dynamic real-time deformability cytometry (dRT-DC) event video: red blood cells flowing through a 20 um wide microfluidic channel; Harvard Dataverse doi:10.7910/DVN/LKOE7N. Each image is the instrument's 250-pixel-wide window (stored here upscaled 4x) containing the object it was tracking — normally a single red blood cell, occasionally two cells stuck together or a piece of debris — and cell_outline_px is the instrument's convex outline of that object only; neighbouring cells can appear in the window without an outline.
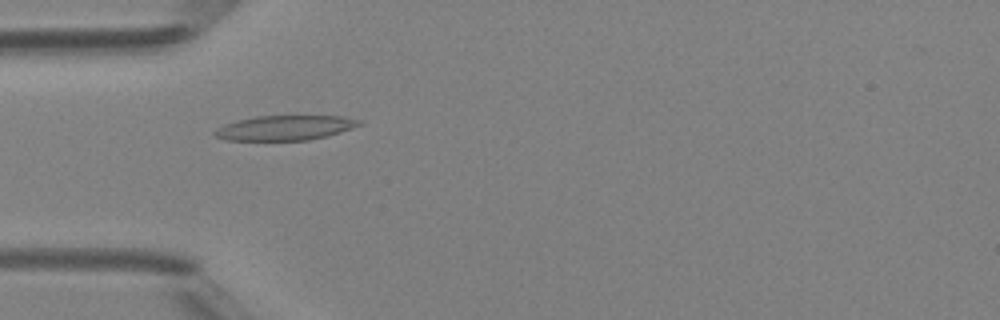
{"species": "Egyptian fruit bat (a non-hibernating species)", "species_latin": "Rousettus aegyptiacus", "temperature_condition": "room temperature", "stored_images_in_passage": 48, "camera_frame_rate_fps": 3000, "um_per_image_px": 0.085, "animal": {"sex": "female"}, "frame": {"image": 1, "passage_image": 15, "time_ms": 4.667, "image_size_px": [1000, 320], "cell_outline_px": [[364, 124], [340, 132], [308, 140], [228, 140], [216, 136], [212, 132], [216, 128], [224, 124], [236, 120], [256, 116], [344, 116], [360, 120]], "centroid_in_image_um": [24.22, 10.85], "position_along_channel_um": 60.8, "area_um2": 20.81}}
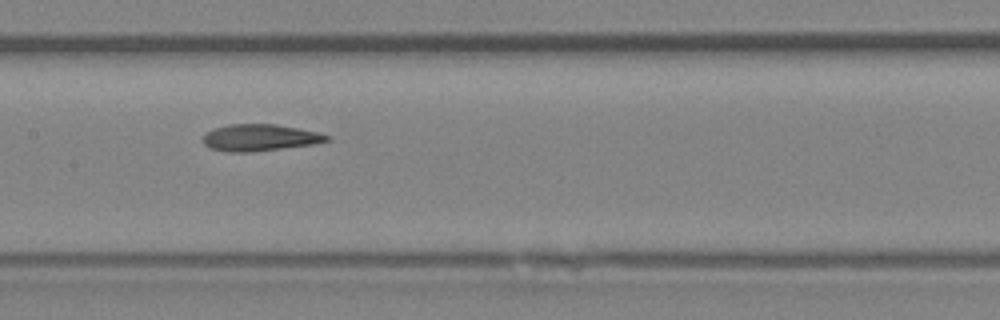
{"frame": {"image": 2, "passage_image": 24, "time_ms": 7.667, "image_size_px": [1000, 320], "cell_outline_px": [[332, 140], [316, 144], [248, 152], [228, 152], [208, 148], [204, 144], [204, 132], [212, 128], [228, 124], [276, 124], [316, 132], [332, 136]], "centroid_in_image_um": [22.07, 11.69], "position_along_channel_um": 185.3, "area_um2": 19.42}}
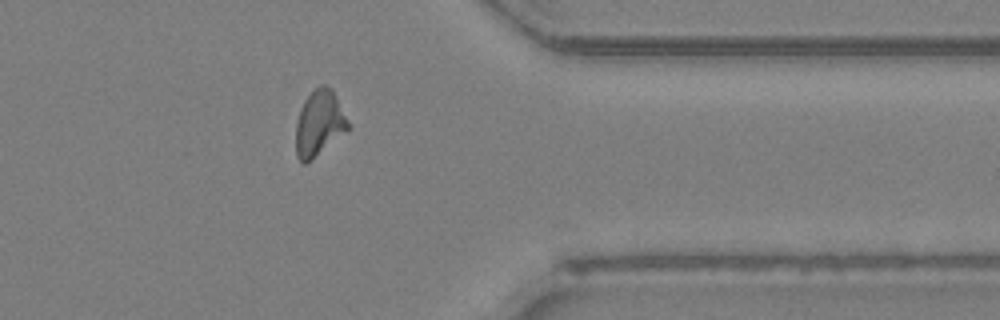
{"frame": {"image": 3, "passage_image": 39, "time_ms": 12.667, "image_size_px": [1000, 320], "cell_outline_px": [[348, 128], [312, 160], [304, 164], [296, 156], [296, 124], [300, 108], [304, 100], [320, 84], [324, 84], [332, 88], [348, 120]], "centroid_in_image_um": [27.1, 10.46], "position_along_channel_um": 384.3, "area_um2": 19.65}, "authors_computed_cell_mechanics": {"area_um2": 19.6231, "velocity_mm_per_s": 4.2331, "shape_relaxation_time_tau1_ms": null, "shape_relaxation_time_tau2_ms": 3.043, "deformation_change_tau1": null, "deformation_change_tau2": 0.1185}}